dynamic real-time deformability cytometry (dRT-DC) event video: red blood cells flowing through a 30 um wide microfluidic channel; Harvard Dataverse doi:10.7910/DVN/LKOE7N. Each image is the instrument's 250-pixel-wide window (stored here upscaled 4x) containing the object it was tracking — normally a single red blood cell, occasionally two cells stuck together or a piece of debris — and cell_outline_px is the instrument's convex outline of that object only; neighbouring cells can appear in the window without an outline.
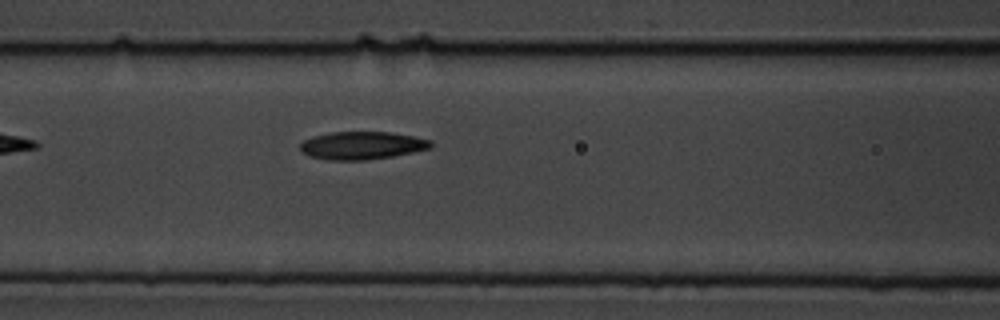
{"species": "common noctule bat (a hibernating species)", "species_latin": "Nyctalus noctula", "temperature_condition": "cold", "stored_images_in_passage": 7, "camera_frame_rate_fps": 3000, "um_per_image_px": 0.085, "animal": {"sex": "male", "body_mass_g": 19.5, "forearm_length_mm": 54.6}, "frame": {"image": 1, "passage_image": 7, "time_ms": 7.0, "image_size_px": [1000, 320], "cell_outline_px": [[432, 148], [392, 156], [364, 160], [328, 160], [308, 156], [300, 148], [300, 144], [304, 140], [312, 136], [332, 132], [392, 132], [432, 140]], "centroid_in_image_um": [30.77, 12.36], "position_along_channel_um": 135.8, "area_um2": 21.15}}